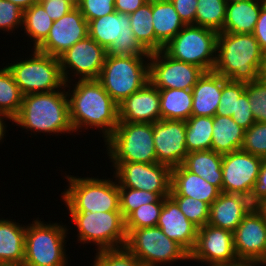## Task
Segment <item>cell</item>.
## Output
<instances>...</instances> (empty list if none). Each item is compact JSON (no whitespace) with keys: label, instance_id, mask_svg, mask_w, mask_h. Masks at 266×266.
<instances>
[{"label":"cell","instance_id":"53","mask_svg":"<svg viewBox=\"0 0 266 266\" xmlns=\"http://www.w3.org/2000/svg\"><path fill=\"white\" fill-rule=\"evenodd\" d=\"M7 1H10L13 4L17 5L23 11L30 8L32 5L38 3V0H7Z\"/></svg>","mask_w":266,"mask_h":266},{"label":"cell","instance_id":"24","mask_svg":"<svg viewBox=\"0 0 266 266\" xmlns=\"http://www.w3.org/2000/svg\"><path fill=\"white\" fill-rule=\"evenodd\" d=\"M221 191L183 165L171 168V197H190L211 205Z\"/></svg>","mask_w":266,"mask_h":266},{"label":"cell","instance_id":"40","mask_svg":"<svg viewBox=\"0 0 266 266\" xmlns=\"http://www.w3.org/2000/svg\"><path fill=\"white\" fill-rule=\"evenodd\" d=\"M180 211L198 229L208 224L210 205L190 197H172Z\"/></svg>","mask_w":266,"mask_h":266},{"label":"cell","instance_id":"38","mask_svg":"<svg viewBox=\"0 0 266 266\" xmlns=\"http://www.w3.org/2000/svg\"><path fill=\"white\" fill-rule=\"evenodd\" d=\"M92 266H143L125 246L96 251Z\"/></svg>","mask_w":266,"mask_h":266},{"label":"cell","instance_id":"21","mask_svg":"<svg viewBox=\"0 0 266 266\" xmlns=\"http://www.w3.org/2000/svg\"><path fill=\"white\" fill-rule=\"evenodd\" d=\"M119 122L155 123L161 119L159 89L148 82L118 105Z\"/></svg>","mask_w":266,"mask_h":266},{"label":"cell","instance_id":"13","mask_svg":"<svg viewBox=\"0 0 266 266\" xmlns=\"http://www.w3.org/2000/svg\"><path fill=\"white\" fill-rule=\"evenodd\" d=\"M111 170L118 188H133L157 193L160 197L170 194L171 168L161 163H111Z\"/></svg>","mask_w":266,"mask_h":266},{"label":"cell","instance_id":"33","mask_svg":"<svg viewBox=\"0 0 266 266\" xmlns=\"http://www.w3.org/2000/svg\"><path fill=\"white\" fill-rule=\"evenodd\" d=\"M54 21L48 16L44 7L38 2L23 11V26L25 37L30 38L32 49H37L49 35Z\"/></svg>","mask_w":266,"mask_h":266},{"label":"cell","instance_id":"48","mask_svg":"<svg viewBox=\"0 0 266 266\" xmlns=\"http://www.w3.org/2000/svg\"><path fill=\"white\" fill-rule=\"evenodd\" d=\"M39 3L53 21L59 20L75 8L66 0H42Z\"/></svg>","mask_w":266,"mask_h":266},{"label":"cell","instance_id":"32","mask_svg":"<svg viewBox=\"0 0 266 266\" xmlns=\"http://www.w3.org/2000/svg\"><path fill=\"white\" fill-rule=\"evenodd\" d=\"M130 25L136 40L148 52H158L164 46L156 39L152 20V0L129 15Z\"/></svg>","mask_w":266,"mask_h":266},{"label":"cell","instance_id":"25","mask_svg":"<svg viewBox=\"0 0 266 266\" xmlns=\"http://www.w3.org/2000/svg\"><path fill=\"white\" fill-rule=\"evenodd\" d=\"M227 80L214 71L205 72L192 88L191 116L214 117L219 107L222 86Z\"/></svg>","mask_w":266,"mask_h":266},{"label":"cell","instance_id":"47","mask_svg":"<svg viewBox=\"0 0 266 266\" xmlns=\"http://www.w3.org/2000/svg\"><path fill=\"white\" fill-rule=\"evenodd\" d=\"M185 25H195L197 0H170Z\"/></svg>","mask_w":266,"mask_h":266},{"label":"cell","instance_id":"28","mask_svg":"<svg viewBox=\"0 0 266 266\" xmlns=\"http://www.w3.org/2000/svg\"><path fill=\"white\" fill-rule=\"evenodd\" d=\"M262 5L260 0L227 4L223 30L229 33H253Z\"/></svg>","mask_w":266,"mask_h":266},{"label":"cell","instance_id":"58","mask_svg":"<svg viewBox=\"0 0 266 266\" xmlns=\"http://www.w3.org/2000/svg\"><path fill=\"white\" fill-rule=\"evenodd\" d=\"M227 4L241 2V1H249V0H224Z\"/></svg>","mask_w":266,"mask_h":266},{"label":"cell","instance_id":"23","mask_svg":"<svg viewBox=\"0 0 266 266\" xmlns=\"http://www.w3.org/2000/svg\"><path fill=\"white\" fill-rule=\"evenodd\" d=\"M253 207L246 196L221 192L210 205L208 224L233 233Z\"/></svg>","mask_w":266,"mask_h":266},{"label":"cell","instance_id":"8","mask_svg":"<svg viewBox=\"0 0 266 266\" xmlns=\"http://www.w3.org/2000/svg\"><path fill=\"white\" fill-rule=\"evenodd\" d=\"M67 214L77 229L76 242L83 245L92 243L96 251L125 246L127 232L121 211H68Z\"/></svg>","mask_w":266,"mask_h":266},{"label":"cell","instance_id":"2","mask_svg":"<svg viewBox=\"0 0 266 266\" xmlns=\"http://www.w3.org/2000/svg\"><path fill=\"white\" fill-rule=\"evenodd\" d=\"M18 126L30 136L39 133L60 136L74 135L69 116V103L65 86L62 89L23 95L21 109L13 119L12 125ZM36 133V134H35ZM74 133V134H72Z\"/></svg>","mask_w":266,"mask_h":266},{"label":"cell","instance_id":"44","mask_svg":"<svg viewBox=\"0 0 266 266\" xmlns=\"http://www.w3.org/2000/svg\"><path fill=\"white\" fill-rule=\"evenodd\" d=\"M22 26L23 10L10 1L0 0V30L9 34L19 27V30H22Z\"/></svg>","mask_w":266,"mask_h":266},{"label":"cell","instance_id":"12","mask_svg":"<svg viewBox=\"0 0 266 266\" xmlns=\"http://www.w3.org/2000/svg\"><path fill=\"white\" fill-rule=\"evenodd\" d=\"M88 36L109 56H150L136 40L129 14L117 11L88 22Z\"/></svg>","mask_w":266,"mask_h":266},{"label":"cell","instance_id":"35","mask_svg":"<svg viewBox=\"0 0 266 266\" xmlns=\"http://www.w3.org/2000/svg\"><path fill=\"white\" fill-rule=\"evenodd\" d=\"M23 101V94L7 68H0V112L12 120L18 115Z\"/></svg>","mask_w":266,"mask_h":266},{"label":"cell","instance_id":"30","mask_svg":"<svg viewBox=\"0 0 266 266\" xmlns=\"http://www.w3.org/2000/svg\"><path fill=\"white\" fill-rule=\"evenodd\" d=\"M152 20L155 37L163 46L185 26L170 0H152Z\"/></svg>","mask_w":266,"mask_h":266},{"label":"cell","instance_id":"14","mask_svg":"<svg viewBox=\"0 0 266 266\" xmlns=\"http://www.w3.org/2000/svg\"><path fill=\"white\" fill-rule=\"evenodd\" d=\"M106 56V49L89 36L75 43L58 57L65 84L98 79Z\"/></svg>","mask_w":266,"mask_h":266},{"label":"cell","instance_id":"36","mask_svg":"<svg viewBox=\"0 0 266 266\" xmlns=\"http://www.w3.org/2000/svg\"><path fill=\"white\" fill-rule=\"evenodd\" d=\"M197 1L195 25L221 32L224 26L227 3L224 0Z\"/></svg>","mask_w":266,"mask_h":266},{"label":"cell","instance_id":"15","mask_svg":"<svg viewBox=\"0 0 266 266\" xmlns=\"http://www.w3.org/2000/svg\"><path fill=\"white\" fill-rule=\"evenodd\" d=\"M204 73L202 68L176 60L164 50L150 53L149 82L157 89L192 90Z\"/></svg>","mask_w":266,"mask_h":266},{"label":"cell","instance_id":"29","mask_svg":"<svg viewBox=\"0 0 266 266\" xmlns=\"http://www.w3.org/2000/svg\"><path fill=\"white\" fill-rule=\"evenodd\" d=\"M212 134L211 150L224 155L241 150L245 129L240 127L232 117L215 115Z\"/></svg>","mask_w":266,"mask_h":266},{"label":"cell","instance_id":"7","mask_svg":"<svg viewBox=\"0 0 266 266\" xmlns=\"http://www.w3.org/2000/svg\"><path fill=\"white\" fill-rule=\"evenodd\" d=\"M119 105L149 82V56H106L97 79Z\"/></svg>","mask_w":266,"mask_h":266},{"label":"cell","instance_id":"45","mask_svg":"<svg viewBox=\"0 0 266 266\" xmlns=\"http://www.w3.org/2000/svg\"><path fill=\"white\" fill-rule=\"evenodd\" d=\"M77 8L89 22L115 12V0H81Z\"/></svg>","mask_w":266,"mask_h":266},{"label":"cell","instance_id":"6","mask_svg":"<svg viewBox=\"0 0 266 266\" xmlns=\"http://www.w3.org/2000/svg\"><path fill=\"white\" fill-rule=\"evenodd\" d=\"M103 142L111 163H157L153 123L119 122Z\"/></svg>","mask_w":266,"mask_h":266},{"label":"cell","instance_id":"31","mask_svg":"<svg viewBox=\"0 0 266 266\" xmlns=\"http://www.w3.org/2000/svg\"><path fill=\"white\" fill-rule=\"evenodd\" d=\"M161 119L186 121L192 114V90L159 89Z\"/></svg>","mask_w":266,"mask_h":266},{"label":"cell","instance_id":"57","mask_svg":"<svg viewBox=\"0 0 266 266\" xmlns=\"http://www.w3.org/2000/svg\"><path fill=\"white\" fill-rule=\"evenodd\" d=\"M66 1L69 2L75 8H77L81 3V0H66Z\"/></svg>","mask_w":266,"mask_h":266},{"label":"cell","instance_id":"22","mask_svg":"<svg viewBox=\"0 0 266 266\" xmlns=\"http://www.w3.org/2000/svg\"><path fill=\"white\" fill-rule=\"evenodd\" d=\"M157 227L169 239L180 244L189 254L194 249L198 228L180 211L178 204L170 195L164 197Z\"/></svg>","mask_w":266,"mask_h":266},{"label":"cell","instance_id":"46","mask_svg":"<svg viewBox=\"0 0 266 266\" xmlns=\"http://www.w3.org/2000/svg\"><path fill=\"white\" fill-rule=\"evenodd\" d=\"M232 119L245 130L255 123L246 91L238 98L236 115H232Z\"/></svg>","mask_w":266,"mask_h":266},{"label":"cell","instance_id":"16","mask_svg":"<svg viewBox=\"0 0 266 266\" xmlns=\"http://www.w3.org/2000/svg\"><path fill=\"white\" fill-rule=\"evenodd\" d=\"M191 260L208 266L238 262L233 233L210 224L199 228L195 247L190 253Z\"/></svg>","mask_w":266,"mask_h":266},{"label":"cell","instance_id":"37","mask_svg":"<svg viewBox=\"0 0 266 266\" xmlns=\"http://www.w3.org/2000/svg\"><path fill=\"white\" fill-rule=\"evenodd\" d=\"M120 193V211L124 219L140 206L150 203H164V197L157 193L133 188H118Z\"/></svg>","mask_w":266,"mask_h":266},{"label":"cell","instance_id":"51","mask_svg":"<svg viewBox=\"0 0 266 266\" xmlns=\"http://www.w3.org/2000/svg\"><path fill=\"white\" fill-rule=\"evenodd\" d=\"M148 1L149 0H115V11L130 15Z\"/></svg>","mask_w":266,"mask_h":266},{"label":"cell","instance_id":"18","mask_svg":"<svg viewBox=\"0 0 266 266\" xmlns=\"http://www.w3.org/2000/svg\"><path fill=\"white\" fill-rule=\"evenodd\" d=\"M234 250L240 261L266 265V222L255 207L233 232Z\"/></svg>","mask_w":266,"mask_h":266},{"label":"cell","instance_id":"20","mask_svg":"<svg viewBox=\"0 0 266 266\" xmlns=\"http://www.w3.org/2000/svg\"><path fill=\"white\" fill-rule=\"evenodd\" d=\"M88 36V22L78 8L72 9L59 20L54 21L46 40L36 49L59 57L75 43Z\"/></svg>","mask_w":266,"mask_h":266},{"label":"cell","instance_id":"42","mask_svg":"<svg viewBox=\"0 0 266 266\" xmlns=\"http://www.w3.org/2000/svg\"><path fill=\"white\" fill-rule=\"evenodd\" d=\"M245 92V83L227 80L222 86L219 107L215 115H236L238 98Z\"/></svg>","mask_w":266,"mask_h":266},{"label":"cell","instance_id":"60","mask_svg":"<svg viewBox=\"0 0 266 266\" xmlns=\"http://www.w3.org/2000/svg\"><path fill=\"white\" fill-rule=\"evenodd\" d=\"M262 8L266 10V0H260Z\"/></svg>","mask_w":266,"mask_h":266},{"label":"cell","instance_id":"52","mask_svg":"<svg viewBox=\"0 0 266 266\" xmlns=\"http://www.w3.org/2000/svg\"><path fill=\"white\" fill-rule=\"evenodd\" d=\"M10 120L13 121L8 115L0 112V144H2L1 142H4V138L6 137V132L8 133L7 131V121ZM5 136V137H4Z\"/></svg>","mask_w":266,"mask_h":266},{"label":"cell","instance_id":"5","mask_svg":"<svg viewBox=\"0 0 266 266\" xmlns=\"http://www.w3.org/2000/svg\"><path fill=\"white\" fill-rule=\"evenodd\" d=\"M70 226L43 222L39 217L27 224L24 266H68L66 244ZM68 239V240H67ZM67 254V255H66Z\"/></svg>","mask_w":266,"mask_h":266},{"label":"cell","instance_id":"10","mask_svg":"<svg viewBox=\"0 0 266 266\" xmlns=\"http://www.w3.org/2000/svg\"><path fill=\"white\" fill-rule=\"evenodd\" d=\"M125 247L143 266H167L190 260V254L159 227L126 229Z\"/></svg>","mask_w":266,"mask_h":266},{"label":"cell","instance_id":"11","mask_svg":"<svg viewBox=\"0 0 266 266\" xmlns=\"http://www.w3.org/2000/svg\"><path fill=\"white\" fill-rule=\"evenodd\" d=\"M219 32L196 25H185L165 46L164 51L172 58L202 68L214 70Z\"/></svg>","mask_w":266,"mask_h":266},{"label":"cell","instance_id":"17","mask_svg":"<svg viewBox=\"0 0 266 266\" xmlns=\"http://www.w3.org/2000/svg\"><path fill=\"white\" fill-rule=\"evenodd\" d=\"M263 158L237 150L223 155L222 160V192L240 194L249 198Z\"/></svg>","mask_w":266,"mask_h":266},{"label":"cell","instance_id":"9","mask_svg":"<svg viewBox=\"0 0 266 266\" xmlns=\"http://www.w3.org/2000/svg\"><path fill=\"white\" fill-rule=\"evenodd\" d=\"M28 58H17L6 65L23 95L62 89L65 82L59 58L31 49Z\"/></svg>","mask_w":266,"mask_h":266},{"label":"cell","instance_id":"39","mask_svg":"<svg viewBox=\"0 0 266 266\" xmlns=\"http://www.w3.org/2000/svg\"><path fill=\"white\" fill-rule=\"evenodd\" d=\"M164 203L140 206L125 219V229L156 227Z\"/></svg>","mask_w":266,"mask_h":266},{"label":"cell","instance_id":"19","mask_svg":"<svg viewBox=\"0 0 266 266\" xmlns=\"http://www.w3.org/2000/svg\"><path fill=\"white\" fill-rule=\"evenodd\" d=\"M186 122L160 119L153 123V139L157 163L170 168L183 164L188 154L185 142Z\"/></svg>","mask_w":266,"mask_h":266},{"label":"cell","instance_id":"49","mask_svg":"<svg viewBox=\"0 0 266 266\" xmlns=\"http://www.w3.org/2000/svg\"><path fill=\"white\" fill-rule=\"evenodd\" d=\"M264 198H266V158H263L260 172L249 196V200L253 205H256Z\"/></svg>","mask_w":266,"mask_h":266},{"label":"cell","instance_id":"27","mask_svg":"<svg viewBox=\"0 0 266 266\" xmlns=\"http://www.w3.org/2000/svg\"><path fill=\"white\" fill-rule=\"evenodd\" d=\"M222 160L223 155L213 150L193 151L186 155L182 165L222 192Z\"/></svg>","mask_w":266,"mask_h":266},{"label":"cell","instance_id":"50","mask_svg":"<svg viewBox=\"0 0 266 266\" xmlns=\"http://www.w3.org/2000/svg\"><path fill=\"white\" fill-rule=\"evenodd\" d=\"M253 35L258 41L261 49L266 51V10L263 8H261Z\"/></svg>","mask_w":266,"mask_h":266},{"label":"cell","instance_id":"3","mask_svg":"<svg viewBox=\"0 0 266 266\" xmlns=\"http://www.w3.org/2000/svg\"><path fill=\"white\" fill-rule=\"evenodd\" d=\"M264 51L253 33L219 32L214 72L242 83L260 79Z\"/></svg>","mask_w":266,"mask_h":266},{"label":"cell","instance_id":"1","mask_svg":"<svg viewBox=\"0 0 266 266\" xmlns=\"http://www.w3.org/2000/svg\"><path fill=\"white\" fill-rule=\"evenodd\" d=\"M70 83L65 84V88H69L66 93L70 122L75 134L79 135L82 129L86 132L84 130L97 128L105 141L119 123L118 104L97 79H77Z\"/></svg>","mask_w":266,"mask_h":266},{"label":"cell","instance_id":"54","mask_svg":"<svg viewBox=\"0 0 266 266\" xmlns=\"http://www.w3.org/2000/svg\"><path fill=\"white\" fill-rule=\"evenodd\" d=\"M254 207L262 215L263 219L266 222V198L259 201L256 205H254Z\"/></svg>","mask_w":266,"mask_h":266},{"label":"cell","instance_id":"41","mask_svg":"<svg viewBox=\"0 0 266 266\" xmlns=\"http://www.w3.org/2000/svg\"><path fill=\"white\" fill-rule=\"evenodd\" d=\"M241 150L266 158V122H255L245 130Z\"/></svg>","mask_w":266,"mask_h":266},{"label":"cell","instance_id":"4","mask_svg":"<svg viewBox=\"0 0 266 266\" xmlns=\"http://www.w3.org/2000/svg\"><path fill=\"white\" fill-rule=\"evenodd\" d=\"M65 175L68 185L61 192V198L68 211H120V193L114 175L108 179Z\"/></svg>","mask_w":266,"mask_h":266},{"label":"cell","instance_id":"56","mask_svg":"<svg viewBox=\"0 0 266 266\" xmlns=\"http://www.w3.org/2000/svg\"><path fill=\"white\" fill-rule=\"evenodd\" d=\"M256 264L249 262V261H238L232 264H225V265H215V266H255Z\"/></svg>","mask_w":266,"mask_h":266},{"label":"cell","instance_id":"55","mask_svg":"<svg viewBox=\"0 0 266 266\" xmlns=\"http://www.w3.org/2000/svg\"><path fill=\"white\" fill-rule=\"evenodd\" d=\"M260 79L266 82V51H264L262 65L260 69Z\"/></svg>","mask_w":266,"mask_h":266},{"label":"cell","instance_id":"26","mask_svg":"<svg viewBox=\"0 0 266 266\" xmlns=\"http://www.w3.org/2000/svg\"><path fill=\"white\" fill-rule=\"evenodd\" d=\"M27 225L0 218V264H23Z\"/></svg>","mask_w":266,"mask_h":266},{"label":"cell","instance_id":"43","mask_svg":"<svg viewBox=\"0 0 266 266\" xmlns=\"http://www.w3.org/2000/svg\"><path fill=\"white\" fill-rule=\"evenodd\" d=\"M255 122H266V82L261 79L245 83Z\"/></svg>","mask_w":266,"mask_h":266},{"label":"cell","instance_id":"34","mask_svg":"<svg viewBox=\"0 0 266 266\" xmlns=\"http://www.w3.org/2000/svg\"><path fill=\"white\" fill-rule=\"evenodd\" d=\"M185 122L187 152L211 150L213 117L191 116Z\"/></svg>","mask_w":266,"mask_h":266},{"label":"cell","instance_id":"59","mask_svg":"<svg viewBox=\"0 0 266 266\" xmlns=\"http://www.w3.org/2000/svg\"><path fill=\"white\" fill-rule=\"evenodd\" d=\"M0 266H24L23 264H0Z\"/></svg>","mask_w":266,"mask_h":266}]
</instances>
